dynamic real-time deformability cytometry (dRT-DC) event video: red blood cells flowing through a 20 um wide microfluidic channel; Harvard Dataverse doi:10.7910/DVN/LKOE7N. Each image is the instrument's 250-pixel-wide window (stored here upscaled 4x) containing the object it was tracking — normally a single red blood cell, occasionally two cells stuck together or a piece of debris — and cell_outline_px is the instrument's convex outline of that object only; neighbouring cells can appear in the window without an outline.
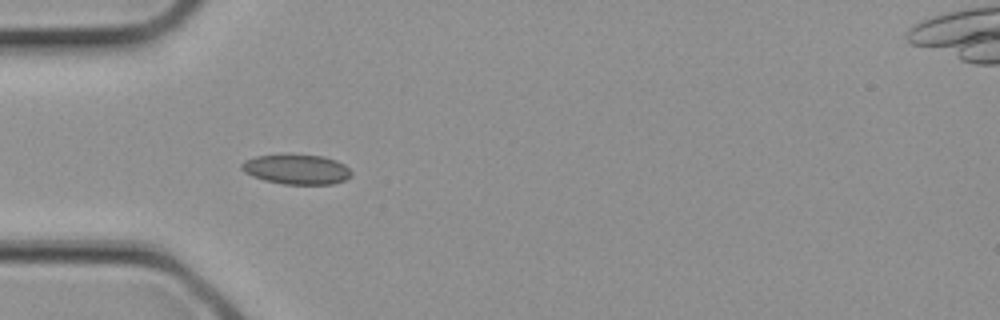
{"species": "common noctule bat (a hibernating species)", "species_latin": "Nyctalus noctula", "temperature_condition": "cold", "stored_images_in_passage": 1, "camera_frame_rate_fps": 3000, "um_per_image_px": 0.085, "animal": {"sex": "female", "body_mass_g": 21.9}, "frame": {"image": 1, "passage_image": 1, "time_ms": 0.0, "image_size_px": [1000, 320], "cell_outline_px": [[352, 176], [344, 180], [332, 184], [284, 184], [264, 180], [252, 176], [244, 172], [240, 168], [240, 164], [244, 160], [256, 156], [280, 152], [324, 156], [336, 160], [344, 164], [352, 172]], "centroid_in_image_um": [25.17, 14.35], "position_along_channel_um": 59.8, "area_um2": 19.77}}